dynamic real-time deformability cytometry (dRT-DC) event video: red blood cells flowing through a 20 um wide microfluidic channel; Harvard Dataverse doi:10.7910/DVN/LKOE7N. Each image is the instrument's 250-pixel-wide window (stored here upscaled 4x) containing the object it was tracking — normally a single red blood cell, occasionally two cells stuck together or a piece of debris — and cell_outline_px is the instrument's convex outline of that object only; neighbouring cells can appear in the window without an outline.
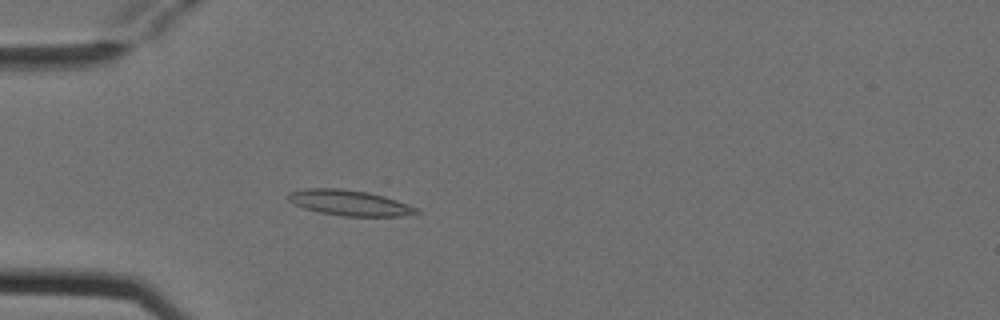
{"species": "Egyptian fruit bat (a non-hibernating species)", "species_latin": "Rousettus aegyptiacus", "temperature_condition": "cold", "stored_images_in_passage": 5, "camera_frame_rate_fps": 3000, "um_per_image_px": 0.085, "animal": {"sex": "female"}, "frame": {"image": 1, "passage_image": 5, "time_ms": 1.333, "image_size_px": [1000, 320], "cell_outline_px": [[420, 212], [404, 216], [344, 216], [320, 212], [304, 208], [288, 200], [284, 196], [288, 192], [304, 188], [340, 188], [368, 192], [384, 196], [408, 204], [416, 208]], "centroid_in_image_um": [29.66, 17.23], "position_along_channel_um": 55.3, "area_um2": 19.07}}